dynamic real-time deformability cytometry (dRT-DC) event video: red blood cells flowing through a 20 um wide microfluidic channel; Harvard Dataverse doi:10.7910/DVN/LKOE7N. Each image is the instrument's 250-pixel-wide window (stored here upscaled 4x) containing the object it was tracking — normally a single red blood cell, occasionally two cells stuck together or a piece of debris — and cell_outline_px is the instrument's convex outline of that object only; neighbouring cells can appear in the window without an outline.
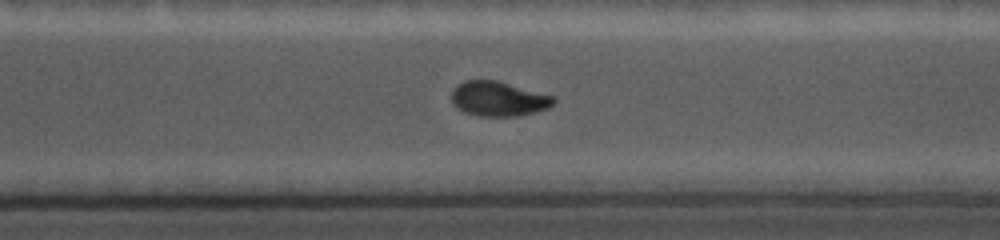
{"species": "common noctule bat (a hibernating species)", "species_latin": "Nyctalus noctula", "temperature_condition": "cold", "stored_images_in_passage": 23, "camera_frame_rate_fps": 5000, "um_per_image_px": 0.085, "animal": {"sex": "female", "body_mass_g": 19.0, "forearm_length_mm": 56.7}, "frame": {"image": 1, "passage_image": 17, "time_ms": 7.8, "image_size_px": [1000, 240], "cell_outline_px": [[556, 100], [548, 108], [524, 116], [476, 116], [464, 112], [456, 108], [452, 100], [452, 92], [460, 84], [468, 80], [496, 80], [552, 96]], "centroid_in_image_um": [42.37, 8.43], "position_along_channel_um": 328.2, "area_um2": 20.46}}
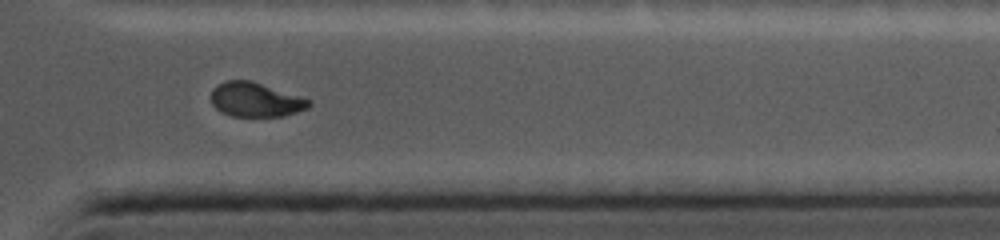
{"frame": {"image": 2, "passage_image": 20, "time_ms": 9.4, "image_size_px": [1000, 240], "cell_outline_px": [[308, 104], [304, 108], [296, 112], [284, 116], [232, 116], [220, 112], [212, 104], [212, 92], [220, 84], [228, 80], [248, 80], [308, 100]], "centroid_in_image_um": [21.63, 8.5], "position_along_channel_um": 389.8, "area_um2": 18.61}}
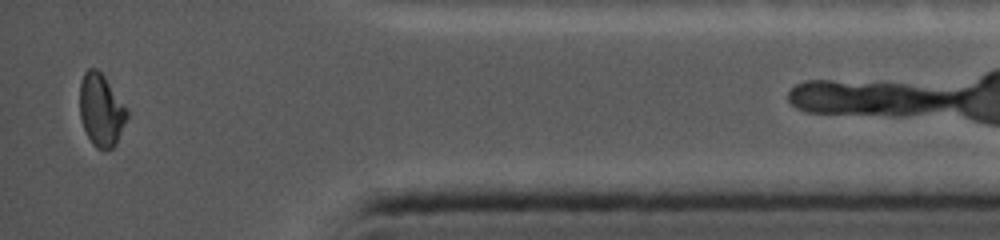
{"frame": {"image": 3, "passage_image": 23, "time_ms": 10.8, "image_size_px": [1000, 240], "cell_outline_px": [[128, 116], [116, 144], [112, 148], [104, 152], [96, 148], [92, 144], [84, 128], [80, 116], [80, 84], [88, 68], [92, 68], [100, 72], [128, 112]], "centroid_in_image_um": [8.58, 9.44], "position_along_channel_um": 426.6, "area_um2": 19.42}}